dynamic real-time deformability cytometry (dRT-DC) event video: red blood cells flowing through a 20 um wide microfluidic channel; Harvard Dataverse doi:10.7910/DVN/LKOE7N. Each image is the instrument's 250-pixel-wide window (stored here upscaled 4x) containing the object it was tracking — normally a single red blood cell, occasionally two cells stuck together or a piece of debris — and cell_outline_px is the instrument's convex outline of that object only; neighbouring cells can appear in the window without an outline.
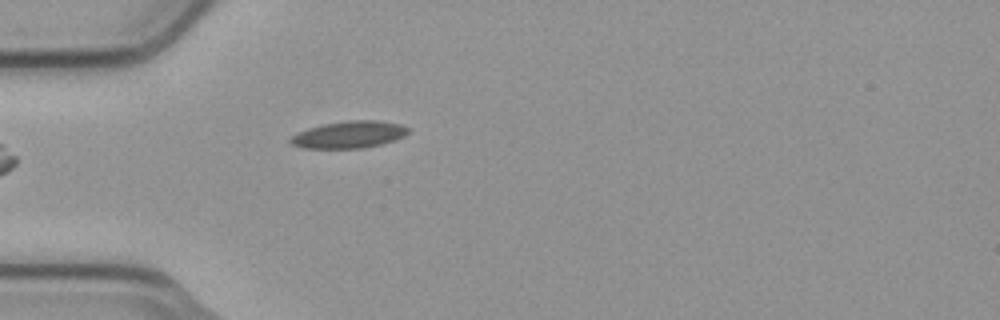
{"species": "common noctule bat (a hibernating species)", "species_latin": "Nyctalus noctula", "temperature_condition": "cold", "stored_images_in_passage": 22, "camera_frame_rate_fps": 3000, "um_per_image_px": 0.085, "animal": {"sex": "male", "body_mass_g": 23.1, "forearm_length_mm": 52.7}, "frame": {"image": 1, "passage_image": 1, "time_ms": 0.0, "image_size_px": [1000, 320], "cell_outline_px": [[408, 132], [404, 136], [380, 144], [364, 148], [304, 148], [292, 144], [288, 140], [296, 132], [308, 128], [324, 124], [348, 120], [376, 120], [400, 124], [408, 128]], "centroid_in_image_um": [29.63, 11.44], "position_along_channel_um": 55.4, "area_um2": 18.38}}